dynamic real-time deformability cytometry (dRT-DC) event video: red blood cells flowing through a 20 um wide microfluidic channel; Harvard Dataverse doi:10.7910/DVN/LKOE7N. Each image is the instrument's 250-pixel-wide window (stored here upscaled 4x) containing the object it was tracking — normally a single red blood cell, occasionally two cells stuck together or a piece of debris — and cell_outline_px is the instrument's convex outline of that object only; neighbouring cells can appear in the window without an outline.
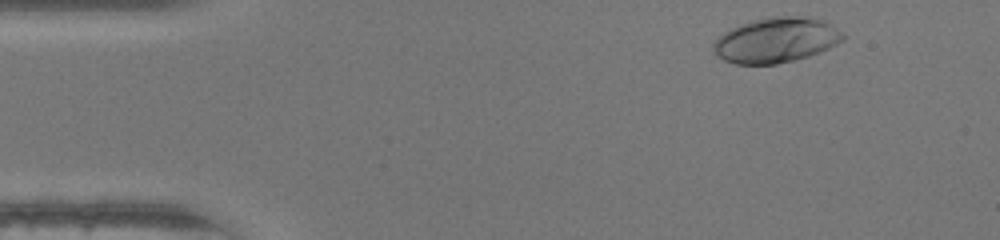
{"species": "human", "species_latin": "Homo sapiens", "temperature_condition": "warm", "stored_images_in_passage": 36, "camera_frame_rate_fps": 3000, "um_per_image_px": 0.085, "donor": {"sex": "female"}, "frame": {"image": 1, "passage_image": 2, "time_ms": 0.333, "image_size_px": [1000, 240], "cell_outline_px": [[844, 40], [820, 52], [808, 56], [776, 64], [736, 64], [724, 60], [716, 56], [712, 52], [712, 44], [724, 32], [740, 24], [752, 20], [772, 16], [808, 16], [824, 20], [840, 32], [844, 36]], "centroid_in_image_um": [65.93, 3.41], "position_along_channel_um": 19.1, "area_um2": 34.04}}
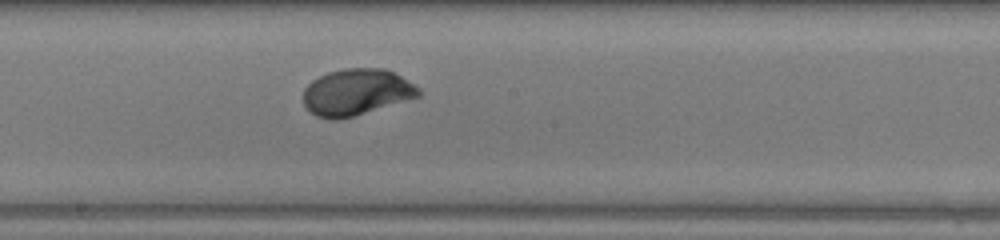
{"frame": {"image": 2, "passage_image": 22, "time_ms": 7.0, "image_size_px": [1000, 240], "cell_outline_px": [[420, 96], [352, 116], [336, 120], [328, 120], [316, 116], [308, 112], [304, 108], [304, 88], [312, 80], [328, 72], [344, 68], [384, 68], [400, 76], [420, 88]], "centroid_in_image_um": [30.24, 7.84], "position_along_channel_um": 218.0, "area_um2": 31.1}}
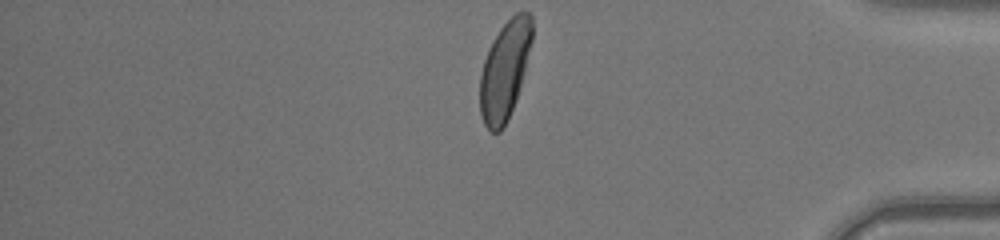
{"frame": {"image": 3, "passage_image": 36, "time_ms": 11.667, "image_size_px": [1000, 240], "cell_outline_px": [[532, 40], [524, 72], [516, 100], [508, 120], [504, 128], [500, 132], [492, 132], [484, 124], [480, 116], [480, 76], [484, 60], [500, 28], [516, 12], [528, 12], [532, 16]], "centroid_in_image_um": [42.9, 6.01], "position_along_channel_um": 392.3, "area_um2": 29.59}, "authors_computed_cell_mechanics": {"area_um2": 31.1253, "velocity_mm_per_s": 4.3658, "shape_relaxation_time_tau1_ms": 2.4368, "shape_relaxation_time_tau2_ms": null, "deformation_change_tau1": 0.1795, "deformation_change_tau2": null}}